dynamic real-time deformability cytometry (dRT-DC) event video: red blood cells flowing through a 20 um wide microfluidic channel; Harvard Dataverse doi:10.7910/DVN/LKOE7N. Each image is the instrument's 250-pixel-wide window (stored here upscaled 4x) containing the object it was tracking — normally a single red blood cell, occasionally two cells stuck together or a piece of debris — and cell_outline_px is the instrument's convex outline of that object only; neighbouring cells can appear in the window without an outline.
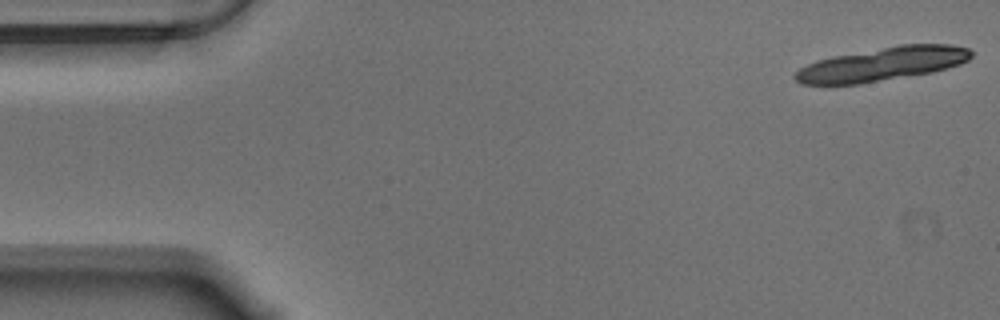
{"species": "Egyptian fruit bat (a non-hibernating species)", "species_latin": "Rousettus aegyptiacus", "temperature_condition": "warm", "stored_images_in_passage": 41, "segment_of_instrument_passage": [1, 2], "camera_frame_rate_fps": 3000, "um_per_image_px": 0.085, "animal": {"sex": "male"}, "frame": {"image": 1, "passage_image": 1, "time_ms": 0.0, "image_size_px": [1000, 320], "cell_outline_px": [[972, 56], [968, 60], [960, 64], [948, 68], [932, 72], [860, 84], [800, 84], [792, 76], [800, 68], [816, 60], [832, 56], [900, 44], [948, 44], [968, 48], [972, 52]], "centroid_in_image_um": [74.99, 5.44], "position_along_channel_um": 10.0, "area_um2": 34.51}}